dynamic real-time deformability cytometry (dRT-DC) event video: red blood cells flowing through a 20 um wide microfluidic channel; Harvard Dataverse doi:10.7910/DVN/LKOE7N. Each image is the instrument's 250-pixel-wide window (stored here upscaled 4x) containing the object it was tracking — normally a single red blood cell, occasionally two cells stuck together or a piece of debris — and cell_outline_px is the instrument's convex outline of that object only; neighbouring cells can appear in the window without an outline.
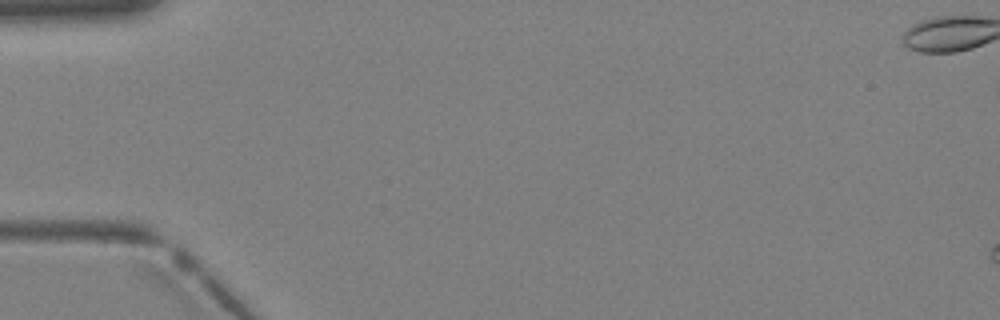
{"species": "Egyptian fruit bat (a non-hibernating species)", "species_latin": "Rousettus aegyptiacus", "temperature_condition": "warm", "stored_images_in_passage": 8, "camera_frame_rate_fps": 3000, "um_per_image_px": 0.085, "animal": {"sex": "female"}, "frame": {"image": 1, "passage_image": 5, "time_ms": 1.333, "image_size_px": [1000, 320], "cell_outline_px": [[236, 48], [220, 72], [188, 92], [176, 96], [172, 92], [176, 80], [184, 72], [228, 32]], "centroid_in_image_um": [17.48, 5.63], "position_along_channel_um": 67.5, "area_um2": 11.04}}